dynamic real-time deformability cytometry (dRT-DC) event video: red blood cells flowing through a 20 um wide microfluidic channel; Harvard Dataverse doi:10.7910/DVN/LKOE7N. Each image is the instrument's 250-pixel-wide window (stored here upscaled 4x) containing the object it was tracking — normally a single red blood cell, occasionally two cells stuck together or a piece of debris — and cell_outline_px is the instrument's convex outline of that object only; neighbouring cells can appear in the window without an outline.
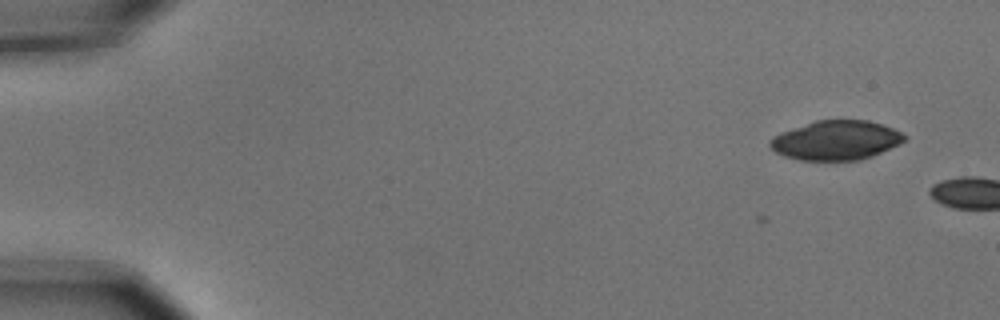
{"species": "common noctule bat (a hibernating species)", "species_latin": "Nyctalus noctula", "temperature_condition": "cold", "stored_images_in_passage": 5, "camera_frame_rate_fps": 3000, "um_per_image_px": 0.085, "animal": {"sex": "male", "body_mass_g": 15.6}, "frame": {"image": 1, "passage_image": 3, "time_ms": 0.667, "image_size_px": [1000, 320], "cell_outline_px": [[908, 136], [900, 144], [872, 156], [860, 160], [800, 160], [784, 156], [776, 152], [768, 144], [768, 140], [772, 136], [780, 132], [816, 120], [868, 120], [892, 128]], "centroid_in_image_um": [71.04, 11.92], "position_along_channel_um": 14.0, "area_um2": 30.87}}